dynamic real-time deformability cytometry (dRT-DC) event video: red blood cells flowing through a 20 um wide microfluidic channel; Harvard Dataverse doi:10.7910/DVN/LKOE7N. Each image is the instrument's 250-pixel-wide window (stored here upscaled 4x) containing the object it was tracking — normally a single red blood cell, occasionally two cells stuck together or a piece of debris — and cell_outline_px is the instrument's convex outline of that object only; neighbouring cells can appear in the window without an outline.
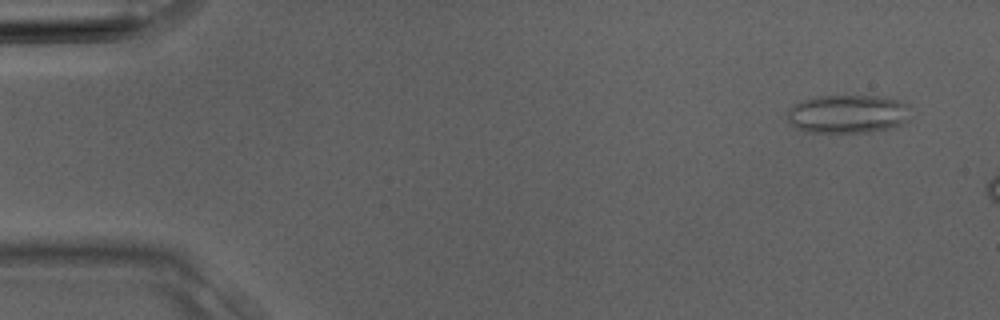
{"species": "Egyptian fruit bat (a non-hibernating species)", "species_latin": "Rousettus aegyptiacus", "temperature_condition": "room temperature", "stored_images_in_passage": 3, "camera_frame_rate_fps": 3000, "um_per_image_px": 0.085, "animal": {"sex": "male"}, "frame": {"image": 1, "passage_image": 3, "time_ms": 0.667, "image_size_px": [1000, 320], "cell_outline_px": [[912, 116], [904, 124], [888, 128], [868, 132], [808, 132], [796, 128], [788, 124], [788, 108], [792, 104], [800, 100], [816, 96], [880, 96], [896, 100], [908, 104]], "centroid_in_image_um": [72.04, 9.68], "position_along_channel_um": 13.0, "area_um2": 28.03}}